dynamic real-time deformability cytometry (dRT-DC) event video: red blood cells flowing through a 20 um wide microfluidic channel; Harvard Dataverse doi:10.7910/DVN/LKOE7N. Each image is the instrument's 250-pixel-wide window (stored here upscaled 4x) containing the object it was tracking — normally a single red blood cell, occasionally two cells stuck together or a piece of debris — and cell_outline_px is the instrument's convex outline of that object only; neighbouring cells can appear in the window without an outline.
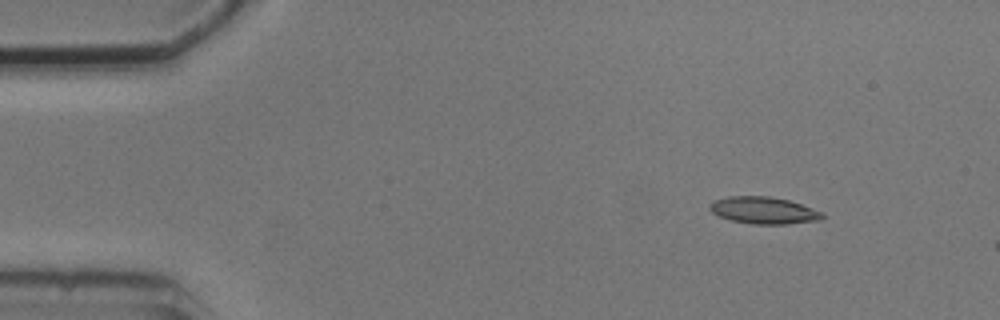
{"species": "common noctule bat (a hibernating species)", "species_latin": "Nyctalus noctula", "temperature_condition": "cold", "stored_images_in_passage": 3, "camera_frame_rate_fps": 3000, "um_per_image_px": 0.085, "animal": {"sex": "male", "body_mass_g": 20.5, "forearm_length_mm": 52.5}, "frame": {"image": 1, "passage_image": 2, "time_ms": 1.333, "image_size_px": [1000, 320], "cell_outline_px": [[824, 216], [820, 220], [784, 224], [752, 224], [732, 220], [720, 216], [712, 212], [708, 208], [708, 204], [712, 200], [728, 196], [768, 196], [788, 200], [824, 212]], "centroid_in_image_um": [64.88, 17.87], "position_along_channel_um": 20.1, "area_um2": 17.69}}